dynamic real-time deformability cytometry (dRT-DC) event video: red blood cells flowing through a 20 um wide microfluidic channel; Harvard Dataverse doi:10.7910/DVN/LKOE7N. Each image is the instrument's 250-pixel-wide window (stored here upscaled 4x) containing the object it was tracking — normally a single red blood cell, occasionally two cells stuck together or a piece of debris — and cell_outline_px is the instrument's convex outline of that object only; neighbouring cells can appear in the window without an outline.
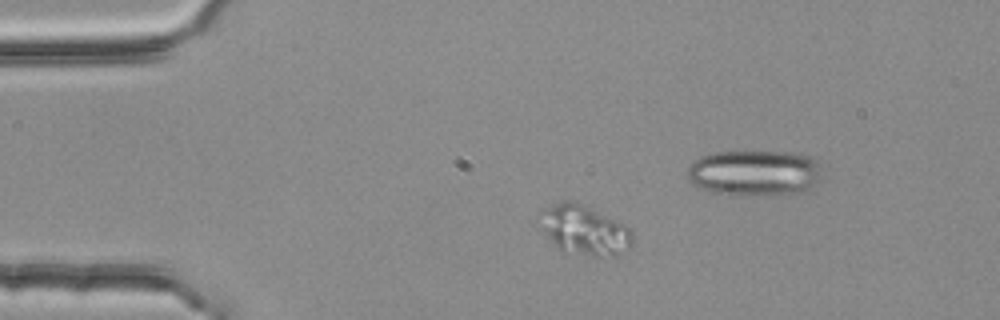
{"species": "common noctule bat (a hibernating species)", "species_latin": "Nyctalus noctula", "temperature_condition": "room temperature", "stored_images_in_passage": 51, "segment_of_instrument_passage": [1, 2], "camera_frame_rate_fps": 3000, "um_per_image_px": 0.085, "animal": {"sex": "female", "body_mass_g": 25.1}, "frame": {"image": 1, "passage_image": 8, "time_ms": 2.333, "image_size_px": [1000, 320], "cell_outline_px": [[632, 248], [616, 256], [592, 256], [560, 248], [532, 224], [540, 212], [544, 208], [560, 200], [576, 200], [624, 224], [632, 232]], "centroid_in_image_um": [49.59, 19.51], "position_along_channel_um": 35.4, "area_um2": 27.46}}